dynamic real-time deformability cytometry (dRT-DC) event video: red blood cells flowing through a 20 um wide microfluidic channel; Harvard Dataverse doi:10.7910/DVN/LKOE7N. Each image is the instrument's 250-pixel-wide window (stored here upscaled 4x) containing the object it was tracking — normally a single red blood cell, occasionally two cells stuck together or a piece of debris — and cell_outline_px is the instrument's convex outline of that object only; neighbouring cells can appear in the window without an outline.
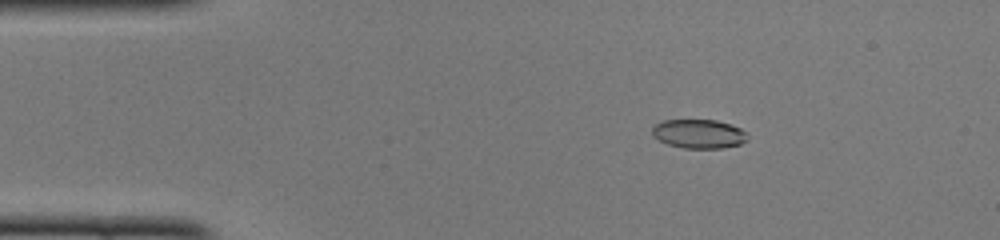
{"species": "common noctule bat (a hibernating species)", "species_latin": "Nyctalus noctula", "temperature_condition": "cold", "stored_images_in_passage": 49, "camera_frame_rate_fps": 3000, "um_per_image_px": 0.085, "animal": {"sex": "female", "body_mass_g": 22.0, "forearm_length_mm": 56.7}, "frame": {"image": 1, "passage_image": 8, "time_ms": 2.333, "image_size_px": [1000, 240], "cell_outline_px": [[748, 136], [740, 144], [720, 148], [684, 148], [668, 144], [652, 136], [652, 128], [656, 124], [664, 120], [716, 120], [740, 128], [748, 132]], "centroid_in_image_um": [59.39, 11.37], "position_along_channel_um": 25.6, "area_um2": 15.95}}
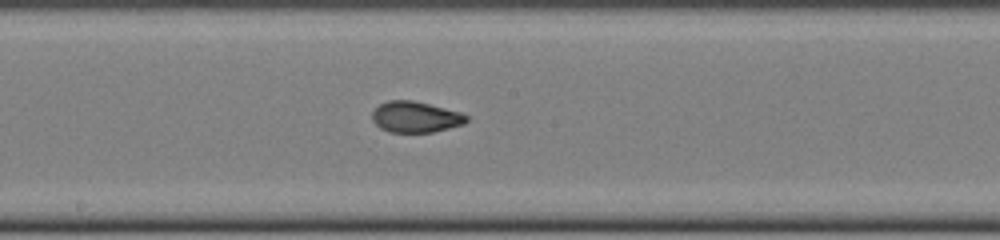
{"frame": {"image": 2, "passage_image": 26, "time_ms": 8.333, "image_size_px": [1000, 240], "cell_outline_px": [[468, 120], [464, 124], [432, 132], [388, 132], [380, 128], [372, 120], [372, 112], [380, 104], [388, 100], [412, 100], [460, 112], [468, 116]], "centroid_in_image_um": [35.3, 9.94], "position_along_channel_um": 212.9, "area_um2": 16.94}}
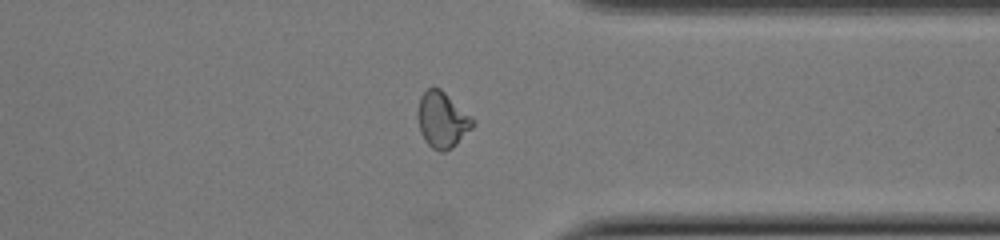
{"frame": {"image": 3, "passage_image": 38, "time_ms": 12.333, "image_size_px": [1000, 240], "cell_outline_px": [[476, 124], [452, 148], [444, 152], [440, 152], [432, 148], [424, 140], [420, 132], [416, 116], [416, 112], [420, 96], [428, 88], [440, 88], [472, 116]], "centroid_in_image_um": [37.57, 10.19], "position_along_channel_um": 373.8, "area_um2": 18.15}, "authors_computed_cell_mechanics": {"area_um2": 17.051, "velocity_mm_per_s": 4.1147, "shape_relaxation_time_tau1_ms": 8.1634, "shape_relaxation_time_tau2_ms": 1.1525, "deformation_change_tau1": 0.2224, "deformation_change_tau2": 0.057}}